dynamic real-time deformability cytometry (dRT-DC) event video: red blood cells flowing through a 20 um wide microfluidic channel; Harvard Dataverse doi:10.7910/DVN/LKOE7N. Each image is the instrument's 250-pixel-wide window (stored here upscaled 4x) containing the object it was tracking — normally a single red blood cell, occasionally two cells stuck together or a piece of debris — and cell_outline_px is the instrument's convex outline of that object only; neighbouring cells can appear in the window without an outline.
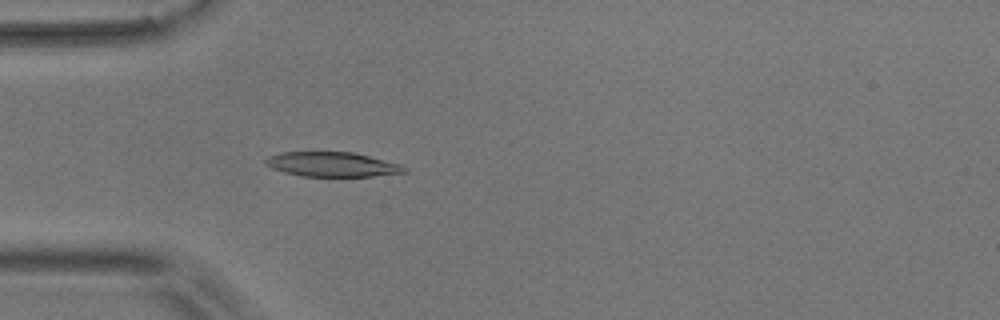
{"species": "common noctule bat (a hibernating species)", "species_latin": "Nyctalus noctula", "temperature_condition": "room temperature", "stored_images_in_passage": 44, "camera_frame_rate_fps": 3000, "um_per_image_px": 0.085, "animal": {"sex": "male", "body_mass_g": 17.9}, "frame": {"image": 1, "passage_image": 8, "time_ms": 2.333, "image_size_px": [1000, 320], "cell_outline_px": [[408, 172], [372, 176], [300, 176], [284, 172], [272, 168], [264, 164], [264, 160], [268, 156], [280, 152], [352, 152], [400, 164], [408, 168]], "centroid_in_image_um": [28.21, 13.97], "position_along_channel_um": 56.8, "area_um2": 19.88}}
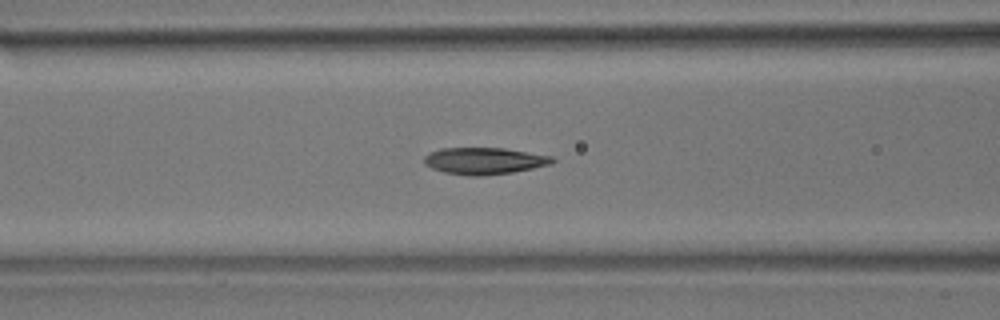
{"frame": {"image": 2, "passage_image": 14, "time_ms": 4.333, "image_size_px": [1000, 320], "cell_outline_px": [[556, 160], [552, 164], [512, 172], [484, 176], [468, 176], [444, 172], [432, 168], [424, 164], [424, 156], [428, 152], [440, 148], [504, 148], [552, 156]], "centroid_in_image_um": [41.14, 13.67], "position_along_channel_um": 125.5, "area_um2": 20.11}}
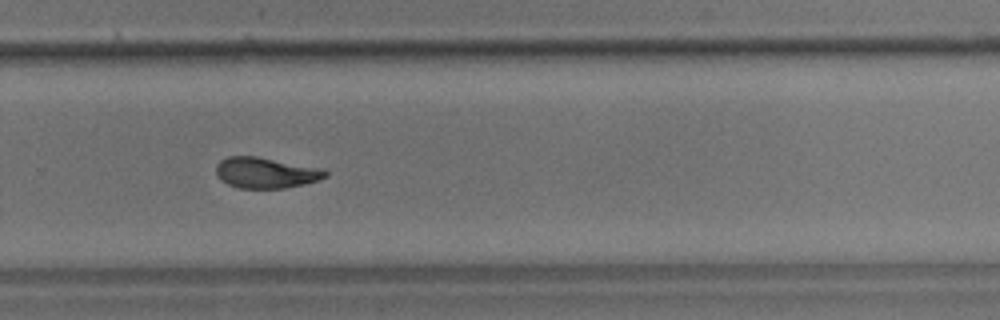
{"frame": {"image": 3, "passage_image": 29, "time_ms": 9.333, "image_size_px": [1000, 320], "cell_outline_px": [[328, 176], [304, 184], [284, 188], [236, 188], [220, 180], [216, 172], [216, 164], [220, 160], [228, 156], [256, 156], [316, 168], [328, 172]], "centroid_in_image_um": [22.51, 14.69], "position_along_channel_um": 307.3, "area_um2": 19.31}, "authors_computed_cell_mechanics": {"area_um2": 19.9121, "velocity_mm_per_s": 3.6481, "shape_relaxation_time_tau1_ms": 6.1259, "shape_relaxation_time_tau2_ms": 2.197, "deformation_change_tau1": 0.167, "deformation_change_tau2": 0.0806}}